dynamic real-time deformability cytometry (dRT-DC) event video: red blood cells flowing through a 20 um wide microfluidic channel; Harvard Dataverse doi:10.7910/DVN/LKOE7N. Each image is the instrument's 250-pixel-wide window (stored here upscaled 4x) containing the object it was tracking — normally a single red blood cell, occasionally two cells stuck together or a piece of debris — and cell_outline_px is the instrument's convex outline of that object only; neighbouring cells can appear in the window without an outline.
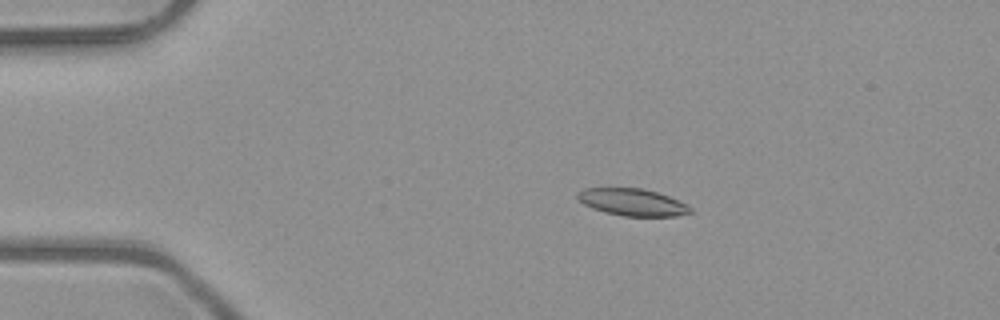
{"species": "common noctule bat (a hibernating species)", "species_latin": "Nyctalus noctula", "temperature_condition": "room temperature", "stored_images_in_passage": 42, "camera_frame_rate_fps": 3000, "um_per_image_px": 0.085, "animal": {"sex": "male", "body_mass_g": 23.1, "forearm_length_mm": 52.7}, "frame": {"image": 1, "passage_image": 1, "time_ms": 0.0, "image_size_px": [1000, 320], "cell_outline_px": [[692, 212], [676, 216], [624, 216], [604, 212], [592, 208], [584, 204], [576, 196], [576, 192], [584, 188], [644, 188], [668, 196], [688, 204], [692, 208]], "centroid_in_image_um": [53.75, 17.18], "position_along_channel_um": 31.2, "area_um2": 17.86}}
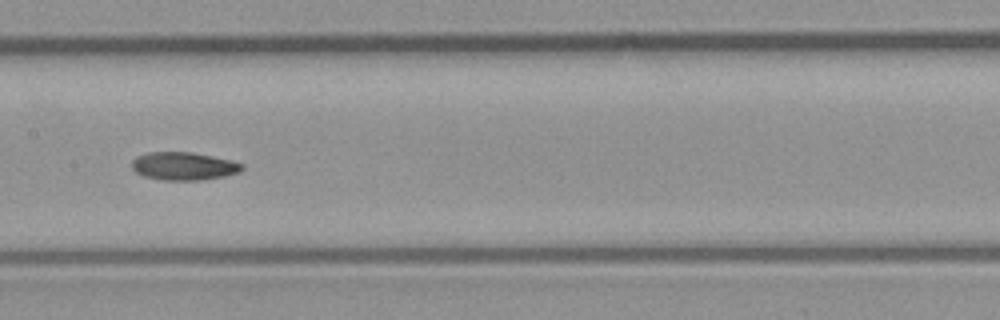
{"frame": {"image": 2, "passage_image": 17, "time_ms": 5.333, "image_size_px": [1000, 320], "cell_outline_px": [[244, 168], [240, 172], [224, 176], [204, 180], [164, 180], [144, 176], [136, 172], [132, 168], [132, 160], [136, 156], [148, 152], [192, 152], [228, 160], [244, 164]], "centroid_in_image_um": [15.6, 14.12], "position_along_channel_um": 191.8, "area_um2": 17.92}}
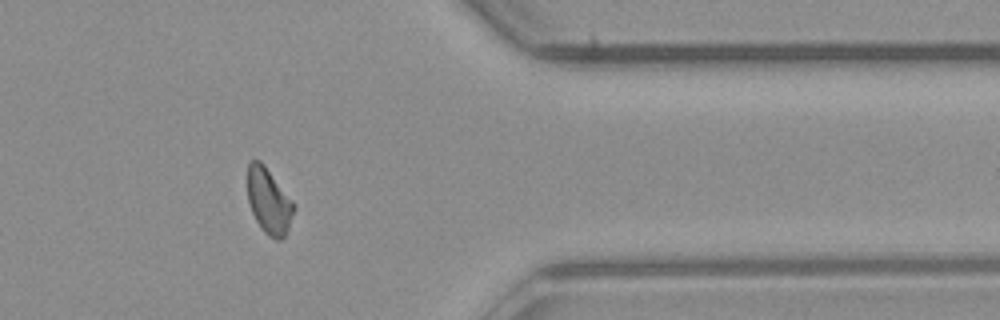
{"frame": {"image": 3, "passage_image": 33, "time_ms": 10.667, "image_size_px": [1000, 320], "cell_outline_px": [[296, 208], [288, 228], [284, 236], [280, 240], [276, 240], [268, 236], [264, 232], [256, 220], [252, 212], [248, 200], [248, 164], [252, 160], [260, 160], [264, 164], [292, 200]], "centroid_in_image_um": [22.86, 17.1], "position_along_channel_um": 388.5, "area_um2": 17.57}, "authors_computed_cell_mechanics": {"area_um2": 17.8891, "velocity_mm_per_s": 4.0364, "shape_relaxation_time_tau1_ms": 6.7226, "shape_relaxation_time_tau2_ms": 2.4533, "deformation_change_tau1": 0.1652, "deformation_change_tau2": 0.0735}}